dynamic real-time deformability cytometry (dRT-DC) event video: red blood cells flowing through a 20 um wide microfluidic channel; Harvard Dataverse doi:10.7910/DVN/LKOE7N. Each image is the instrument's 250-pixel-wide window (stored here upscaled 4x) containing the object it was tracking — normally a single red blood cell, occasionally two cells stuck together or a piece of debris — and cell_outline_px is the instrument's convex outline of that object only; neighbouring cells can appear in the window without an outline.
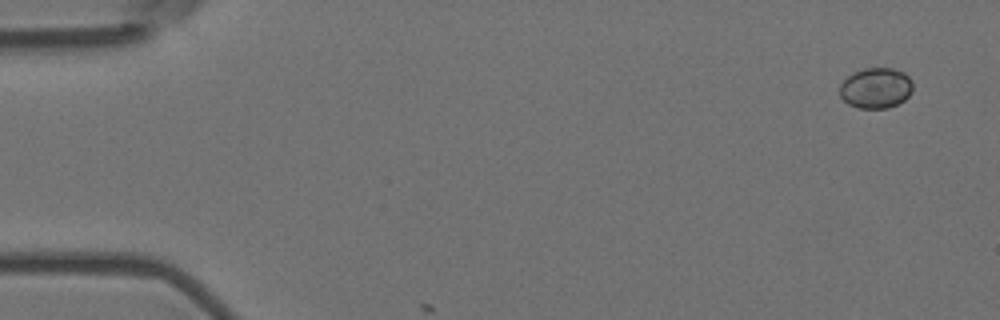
{"species": "Egyptian fruit bat (a non-hibernating species)", "species_latin": "Rousettus aegyptiacus", "temperature_condition": "room temperature", "stored_images_in_passage": 2, "camera_frame_rate_fps": 3000, "um_per_image_px": 0.085, "animal": {"sex": "female"}, "frame": {"image": 1, "passage_image": 1, "time_ms": 0.0, "image_size_px": [1000, 320], "cell_outline_px": [[912, 92], [904, 100], [888, 108], [860, 108], [848, 104], [840, 96], [840, 84], [848, 76], [864, 68], [892, 68], [904, 72], [912, 80]], "centroid_in_image_um": [74.46, 7.48], "position_along_channel_um": 10.5, "area_um2": 17.22}}